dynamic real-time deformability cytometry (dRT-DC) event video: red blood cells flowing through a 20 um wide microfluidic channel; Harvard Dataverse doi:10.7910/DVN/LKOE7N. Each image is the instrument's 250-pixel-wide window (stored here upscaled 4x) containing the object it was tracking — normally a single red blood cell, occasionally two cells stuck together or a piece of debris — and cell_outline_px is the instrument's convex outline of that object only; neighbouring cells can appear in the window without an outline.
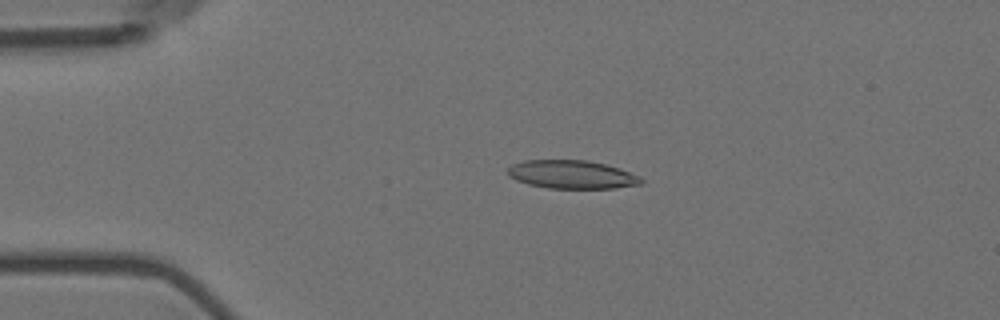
{"species": "Egyptian fruit bat (a non-hibernating species)", "species_latin": "Rousettus aegyptiacus", "temperature_condition": "room temperature", "stored_images_in_passage": 56, "camera_frame_rate_fps": 3000, "um_per_image_px": 0.085, "animal": {"sex": "female"}, "frame": {"image": 1, "passage_image": 12, "time_ms": 3.667, "image_size_px": [1000, 320], "cell_outline_px": [[644, 180], [640, 184], [612, 188], [548, 188], [528, 184], [516, 180], [508, 176], [508, 168], [512, 164], [524, 160], [588, 160], [620, 168], [640, 176]], "centroid_in_image_um": [48.59, 14.83], "position_along_channel_um": 36.4, "area_um2": 22.02}}
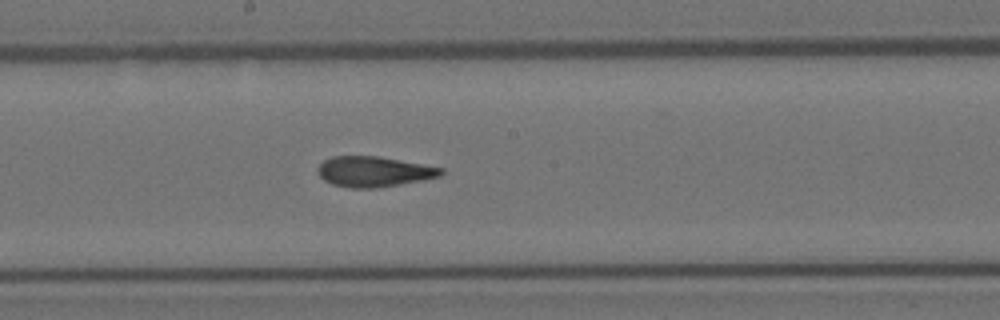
{"frame": {"image": 2, "passage_image": 30, "time_ms": 9.667, "image_size_px": [1000, 320], "cell_outline_px": [[444, 172], [440, 176], [424, 180], [376, 188], [352, 188], [332, 184], [324, 180], [320, 176], [316, 168], [324, 160], [332, 156], [376, 156], [444, 168]], "centroid_in_image_um": [31.77, 14.59], "position_along_channel_um": 216.4, "area_um2": 21.73}}
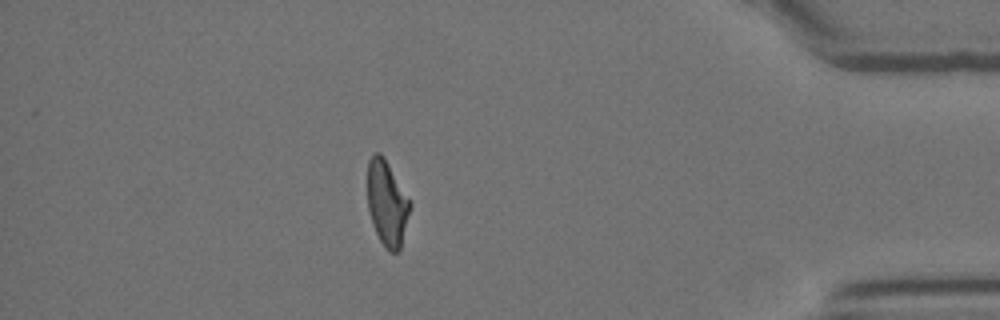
{"frame": {"image": 3, "passage_image": 49, "time_ms": 16.0, "image_size_px": [1000, 320], "cell_outline_px": [[412, 204], [400, 248], [396, 252], [388, 252], [380, 240], [372, 224], [368, 208], [368, 160], [372, 152], [380, 152], [384, 156]], "centroid_in_image_um": [32.89, 17.25], "position_along_channel_um": 402.3, "area_um2": 21.1}, "authors_computed_cell_mechanics": {"area_um2": 22.0507, "velocity_mm_per_s": 3.6074, "shape_relaxation_time_tau1_ms": null, "shape_relaxation_time_tau2_ms": 2.2957, "deformation_change_tau1": null, "deformation_change_tau2": 0.0934}}